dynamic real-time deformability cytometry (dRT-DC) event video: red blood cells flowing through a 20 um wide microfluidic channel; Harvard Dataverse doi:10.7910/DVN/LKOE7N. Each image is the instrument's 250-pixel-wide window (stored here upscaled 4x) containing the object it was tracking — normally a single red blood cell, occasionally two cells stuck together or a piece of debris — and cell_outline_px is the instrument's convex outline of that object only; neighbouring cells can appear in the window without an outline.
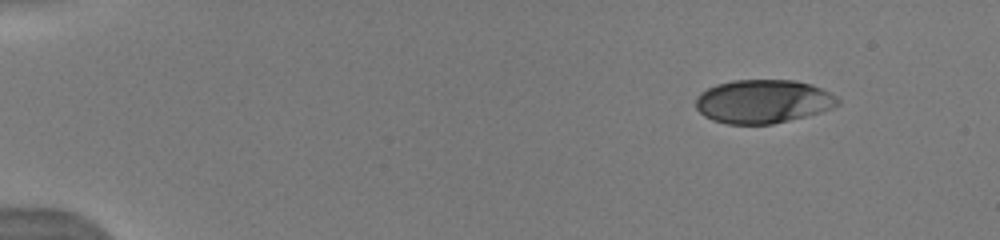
{"species": "human", "species_latin": "Homo sapiens", "temperature_condition": "warm", "stored_images_in_passage": 18, "camera_frame_rate_fps": 3000, "um_per_image_px": 0.085, "donor": {"sex": "male"}, "frame": {"image": 1, "passage_image": 1, "time_ms": 0.0, "image_size_px": [1000, 240], "cell_outline_px": [[840, 104], [832, 108], [820, 112], [772, 124], [728, 124], [712, 120], [704, 116], [696, 108], [696, 100], [700, 92], [716, 84], [732, 80], [796, 80], [812, 84], [836, 96], [840, 100]], "centroid_in_image_um": [64.85, 8.61], "position_along_channel_um": 20.2, "area_um2": 36.07}}
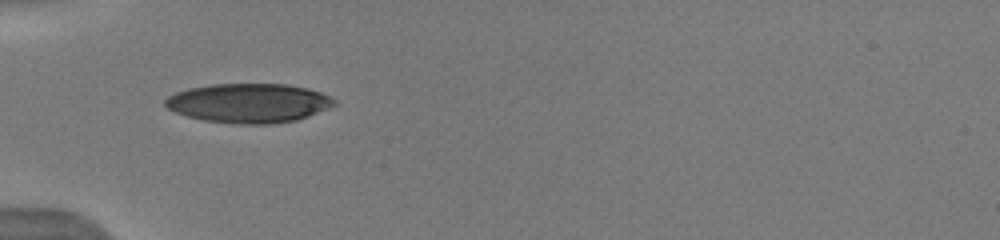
{"frame": {"image": 2, "passage_image": 11, "time_ms": 4.0, "image_size_px": [1000, 240], "cell_outline_px": [[336, 104], [308, 116], [296, 120], [272, 124], [232, 124], [204, 120], [188, 116], [176, 112], [168, 108], [164, 104], [164, 100], [168, 96], [176, 92], [188, 88], [212, 84], [288, 84], [308, 88], [320, 92], [336, 100]], "centroid_in_image_um": [21.13, 8.76], "position_along_channel_um": 63.9, "area_um2": 38.67}}